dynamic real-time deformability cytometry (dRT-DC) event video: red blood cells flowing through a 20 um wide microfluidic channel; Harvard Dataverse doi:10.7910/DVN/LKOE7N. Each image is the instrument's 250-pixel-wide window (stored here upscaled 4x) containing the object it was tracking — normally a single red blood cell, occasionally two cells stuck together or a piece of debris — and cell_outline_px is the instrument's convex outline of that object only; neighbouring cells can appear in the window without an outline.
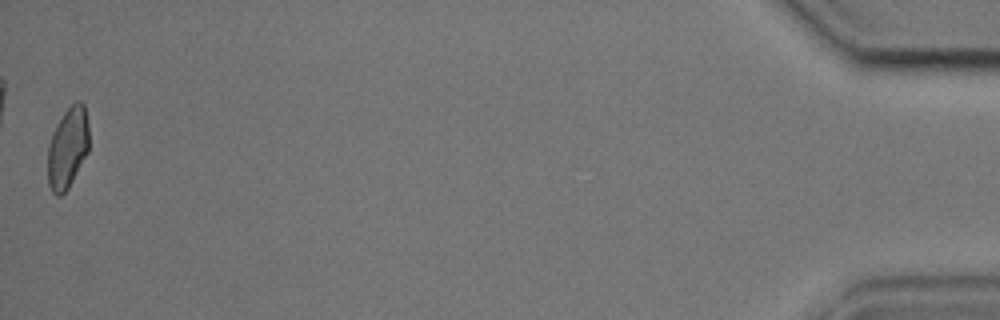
{"species": "common noctule bat (a hibernating species)", "species_latin": "Nyctalus noctula", "temperature_condition": "cold", "stored_images_in_passage": 40, "camera_frame_rate_fps": 3000, "um_per_image_px": 0.085, "animal": {"sex": "male", "body_mass_g": 17.9, "forearm_length_mm": 54.2}, "frame": {"image": 1, "passage_image": 40, "time_ms": 13.0, "image_size_px": [1000, 320], "cell_outline_px": [[88, 152], [68, 188], [60, 196], [56, 196], [52, 192], [48, 184], [48, 144], [64, 112], [76, 100], [80, 100], [84, 104], [88, 124]], "centroid_in_image_um": [5.76, 12.58], "position_along_channel_um": 429.4, "area_um2": 19.25}, "authors_computed_cell_mechanics": {"area_um2": 20.2589, "velocity_mm_per_s": 3.6542, "shape_relaxation_time_tau1_ms": 4.29, "shape_relaxation_time_tau2_ms": 2.1301, "deformation_change_tau1": 0.1105, "deformation_change_tau2": 0.0863}}